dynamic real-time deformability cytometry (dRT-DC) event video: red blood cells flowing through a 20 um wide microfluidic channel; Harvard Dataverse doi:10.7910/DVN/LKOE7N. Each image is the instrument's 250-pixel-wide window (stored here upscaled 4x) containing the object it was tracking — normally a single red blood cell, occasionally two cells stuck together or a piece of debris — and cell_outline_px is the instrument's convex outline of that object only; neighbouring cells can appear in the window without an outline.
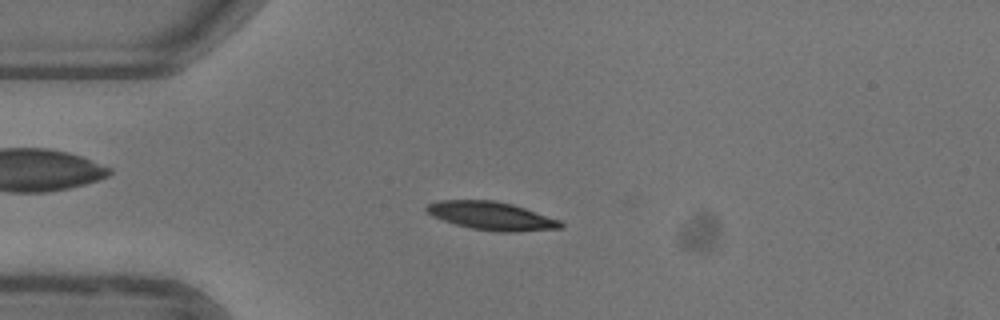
{"species": "common noctule bat (a hibernating species)", "species_latin": "Nyctalus noctula", "temperature_condition": "warm", "stored_images_in_passage": 46, "camera_frame_rate_fps": 3000, "um_per_image_px": 0.085, "animal": {"sex": "female"}, "frame": {"image": 1, "passage_image": 7, "time_ms": 2.0, "image_size_px": [1000, 320], "cell_outline_px": [[564, 224], [560, 228], [516, 232], [500, 232], [472, 228], [456, 224], [432, 216], [424, 208], [428, 204], [436, 200], [492, 200], [512, 204], [560, 220]], "centroid_in_image_um": [41.76, 18.34], "position_along_channel_um": 43.2, "area_um2": 21.85}}
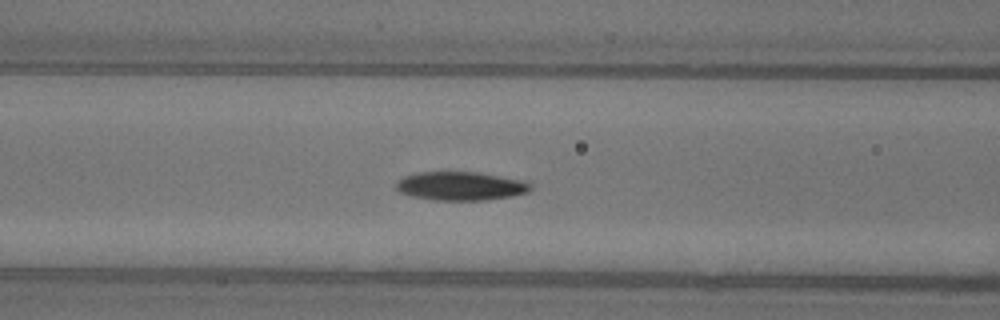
{"frame": {"image": 2, "passage_image": 15, "time_ms": 4.667, "image_size_px": [1000, 320], "cell_outline_px": [[532, 188], [528, 192], [512, 196], [488, 200], [436, 200], [412, 196], [400, 192], [396, 188], [396, 184], [404, 176], [416, 172], [480, 172], [520, 180], [532, 184]], "centroid_in_image_um": [39.17, 15.81], "position_along_channel_um": 127.4, "area_um2": 22.37}}
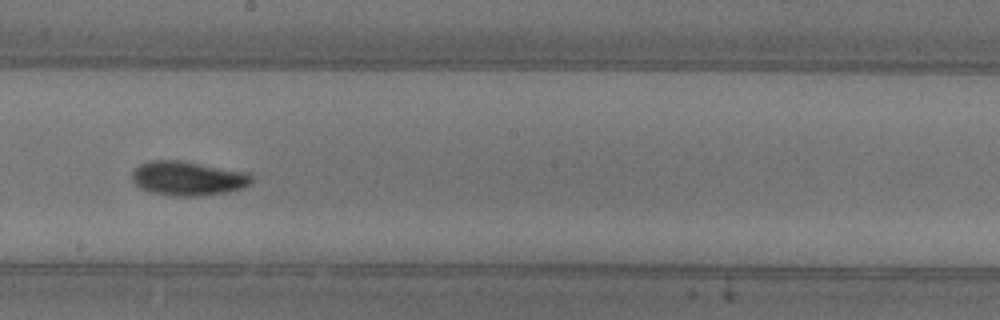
{"frame": {"image": 3, "passage_image": 23, "time_ms": 7.333, "image_size_px": [1000, 320], "cell_outline_px": [[252, 180], [244, 188], [228, 192], [200, 196], [172, 196], [152, 192], [140, 188], [132, 180], [132, 172], [140, 164], [152, 160], [180, 160], [252, 172]], "centroid_in_image_um": [16.02, 15.15], "position_along_channel_um": 232.2, "area_um2": 24.16}, "authors_computed_cell_mechanics": {"area_um2": 22.1663, "velocity_mm_per_s": 3.9369, "shape_relaxation_time_tau1_ms": 3.7772, "shape_relaxation_time_tau2_ms": 3.2906, "deformation_change_tau1": 0.1567, "deformation_change_tau2": 0.0767}}